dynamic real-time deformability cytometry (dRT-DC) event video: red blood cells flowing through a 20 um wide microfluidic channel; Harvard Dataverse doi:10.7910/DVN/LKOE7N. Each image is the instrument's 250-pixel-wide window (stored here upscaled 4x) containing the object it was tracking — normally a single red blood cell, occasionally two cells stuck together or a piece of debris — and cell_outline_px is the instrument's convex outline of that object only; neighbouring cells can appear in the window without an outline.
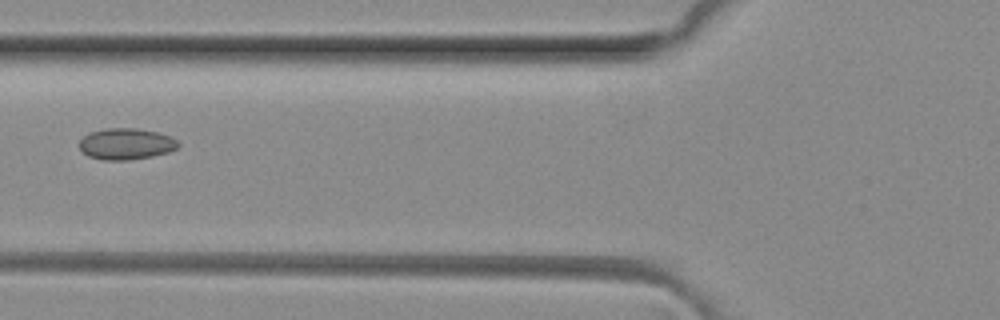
{"species": "common noctule bat (a hibernating species)", "species_latin": "Nyctalus noctula", "temperature_condition": "room temperature", "stored_images_in_passage": 3, "camera_frame_rate_fps": 3000, "um_per_image_px": 0.085, "animal": {"sex": "female", "body_mass_g": 29.2, "forearm_length_mm": 56.3}, "frame": {"image": 1, "passage_image": 2, "time_ms": 0.333, "image_size_px": [1000, 320], "cell_outline_px": [[180, 144], [176, 148], [168, 152], [152, 156], [128, 160], [104, 160], [88, 156], [80, 148], [80, 140], [88, 132], [104, 128], [136, 128], [156, 132], [172, 136]], "centroid_in_image_um": [10.71, 12.22], "position_along_channel_um": 115.1, "area_um2": 18.03}}
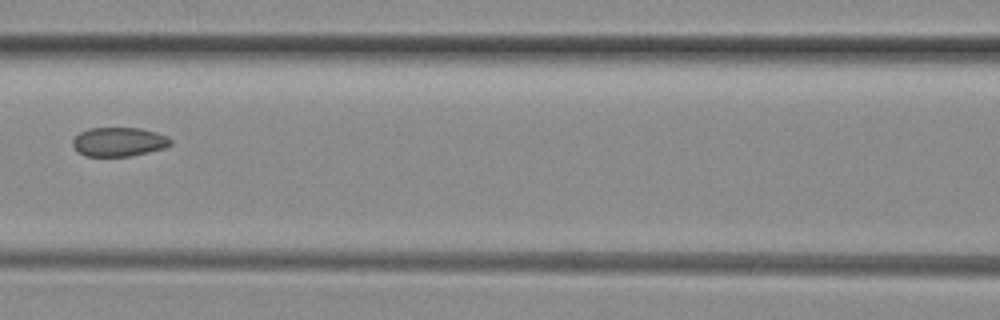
{"frame": {"image": 2, "passage_image": 3, "time_ms": 0.667, "image_size_px": [1000, 320], "cell_outline_px": [[172, 144], [164, 148], [132, 156], [84, 156], [72, 144], [72, 140], [80, 132], [88, 128], [140, 128], [156, 132], [168, 136], [172, 140]], "centroid_in_image_um": [10.13, 12.05], "position_along_channel_um": 156.5, "area_um2": 16.59}}